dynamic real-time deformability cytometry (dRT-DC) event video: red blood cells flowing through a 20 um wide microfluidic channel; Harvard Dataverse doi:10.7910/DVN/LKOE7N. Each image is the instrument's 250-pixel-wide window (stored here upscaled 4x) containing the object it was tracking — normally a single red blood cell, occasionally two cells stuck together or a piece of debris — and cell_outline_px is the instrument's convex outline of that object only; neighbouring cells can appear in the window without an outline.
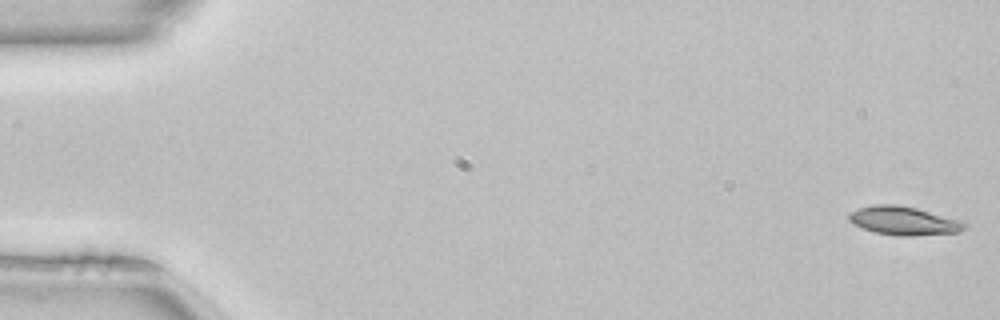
{"species": "common noctule bat (a hibernating species)", "species_latin": "Nyctalus noctula", "temperature_condition": "room temperature", "stored_images_in_passage": 50, "camera_frame_rate_fps": 3000, "um_per_image_px": 0.085, "animal": {"sex": "female", "body_mass_g": 22.7, "forearm_length_mm": 54.2}, "frame": {"image": 1, "passage_image": 1, "time_ms": 0.0, "image_size_px": [1000, 320], "cell_outline_px": [[968, 228], [956, 232], [912, 236], [900, 236], [872, 232], [852, 224], [848, 220], [848, 216], [852, 212], [860, 208], [872, 204], [896, 204], [916, 208], [964, 220], [968, 224]], "centroid_in_image_um": [76.85, 18.77], "position_along_channel_um": 8.1, "area_um2": 19.54}}
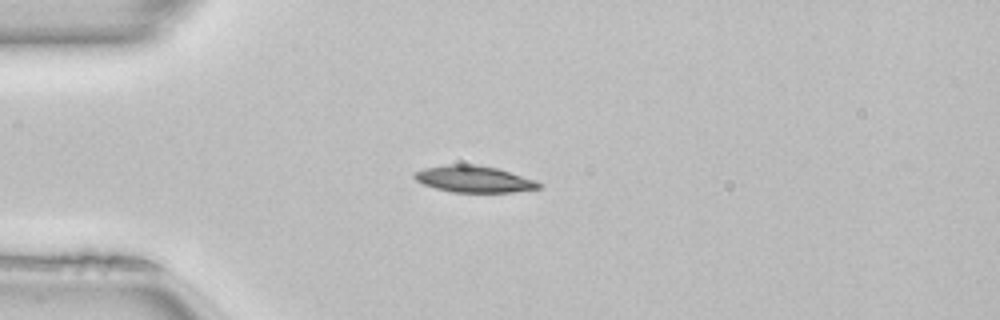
{"frame": {"image": 2, "passage_image": 13, "time_ms": 4.0, "image_size_px": [1000, 320], "cell_outline_px": [[544, 184], [540, 188], [512, 192], [452, 192], [436, 188], [424, 184], [416, 180], [412, 176], [412, 172], [424, 168], [448, 164], [476, 164], [496, 168], [536, 180]], "centroid_in_image_um": [40.27, 15.22], "position_along_channel_um": 44.7, "area_um2": 19.31}}
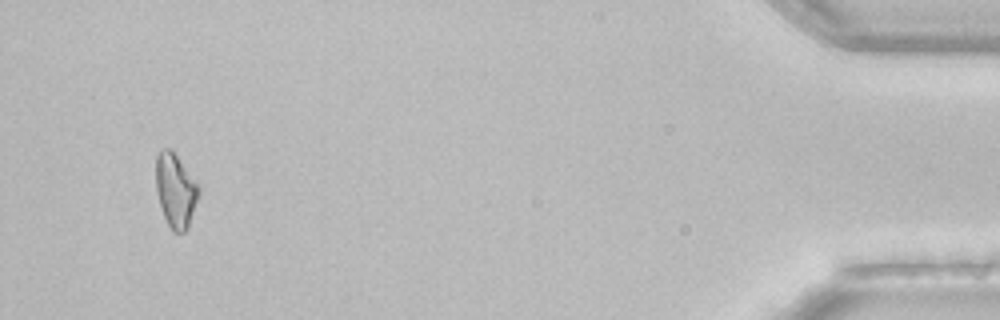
{"frame": {"image": 3, "passage_image": 48, "time_ms": 15.667, "image_size_px": [1000, 320], "cell_outline_px": [[200, 192], [188, 228], [184, 232], [172, 232], [164, 216], [156, 192], [156, 156], [160, 148], [168, 148], [176, 156], [200, 184]], "centroid_in_image_um": [14.93, 16.19], "position_along_channel_um": 420.3, "area_um2": 18.5}, "authors_computed_cell_mechanics": {"area_um2": 18.2937, "velocity_mm_per_s": 4.0811, "shape_relaxation_time_tau1_ms": 3.7914, "shape_relaxation_time_tau2_ms": null, "deformation_change_tau1": 0.1252, "deformation_change_tau2": null}}